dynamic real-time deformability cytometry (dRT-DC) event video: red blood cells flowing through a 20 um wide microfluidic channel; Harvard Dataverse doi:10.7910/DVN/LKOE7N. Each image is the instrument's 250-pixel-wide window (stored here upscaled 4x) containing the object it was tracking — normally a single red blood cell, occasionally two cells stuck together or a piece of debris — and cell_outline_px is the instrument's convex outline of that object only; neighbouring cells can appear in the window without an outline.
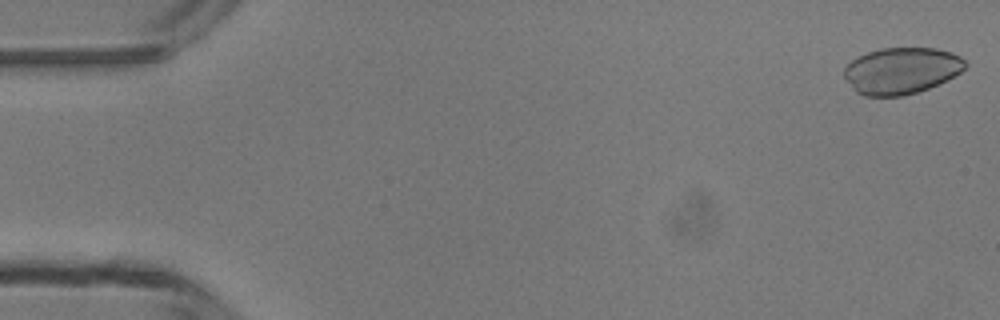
{"species": "common noctule bat (a hibernating species)", "species_latin": "Nyctalus noctula", "temperature_condition": "room temperature", "stored_images_in_passage": 12, "camera_frame_rate_fps": 3000, "um_per_image_px": 0.085, "animal": {"sex": "male", "body_mass_g": 13.3}, "frame": {"image": 1, "passage_image": 1, "time_ms": 0.0, "image_size_px": [1000, 320], "cell_outline_px": [[968, 64], [960, 72], [928, 88], [916, 92], [900, 96], [868, 96], [856, 92], [844, 76], [844, 68], [852, 60], [868, 52], [880, 48], [936, 48], [952, 52], [960, 56]], "centroid_in_image_um": [76.62, 5.99], "position_along_channel_um": 8.4, "area_um2": 32.43}}